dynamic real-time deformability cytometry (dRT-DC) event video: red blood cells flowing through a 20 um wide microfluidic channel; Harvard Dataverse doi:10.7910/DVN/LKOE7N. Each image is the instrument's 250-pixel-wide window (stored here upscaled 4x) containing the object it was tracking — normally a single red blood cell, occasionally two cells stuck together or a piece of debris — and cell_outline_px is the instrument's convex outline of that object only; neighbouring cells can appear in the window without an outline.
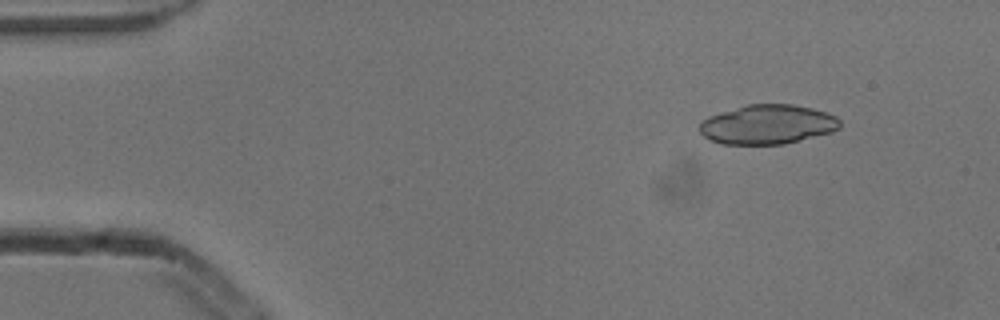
{"species": "common noctule bat (a hibernating species)", "species_latin": "Nyctalus noctula", "temperature_condition": "cold", "stored_images_in_passage": 6, "camera_frame_rate_fps": 3000, "um_per_image_px": 0.085, "animal": {"sex": "male", "body_mass_g": 13.3}, "frame": {"image": 1, "passage_image": 1, "time_ms": 0.0, "image_size_px": [1000, 320], "cell_outline_px": [[840, 128], [832, 132], [784, 144], [720, 144], [704, 136], [700, 132], [700, 124], [708, 116], [748, 104], [792, 104], [812, 108], [836, 116], [840, 120]], "centroid_in_image_um": [65.26, 10.58], "position_along_channel_um": 19.7, "area_um2": 32.08}}